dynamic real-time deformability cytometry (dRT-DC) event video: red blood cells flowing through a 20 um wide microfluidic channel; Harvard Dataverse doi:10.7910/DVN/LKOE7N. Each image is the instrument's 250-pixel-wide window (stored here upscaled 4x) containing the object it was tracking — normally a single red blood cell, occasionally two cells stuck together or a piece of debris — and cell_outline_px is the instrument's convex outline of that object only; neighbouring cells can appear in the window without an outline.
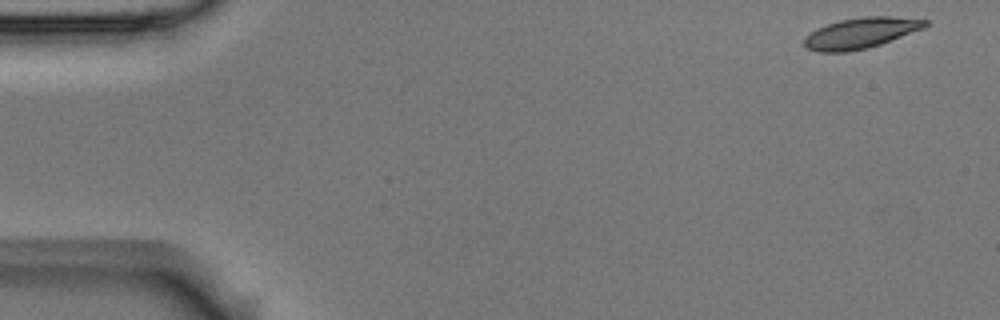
{"species": "Egyptian fruit bat (a non-hibernating species)", "species_latin": "Rousettus aegyptiacus", "temperature_condition": "room temperature", "stored_images_in_passage": 4, "camera_frame_rate_fps": 3000, "um_per_image_px": 0.085, "animal": {"sex": "male"}, "frame": {"image": 1, "passage_image": 1, "time_ms": 0.0, "image_size_px": [1000, 320], "cell_outline_px": [[928, 24], [924, 28], [880, 44], [868, 48], [848, 52], [816, 52], [804, 48], [804, 36], [816, 28], [840, 20], [864, 16], [892, 16], [928, 20]], "centroid_in_image_um": [73.12, 2.81], "position_along_channel_um": 11.9, "area_um2": 21.79}}
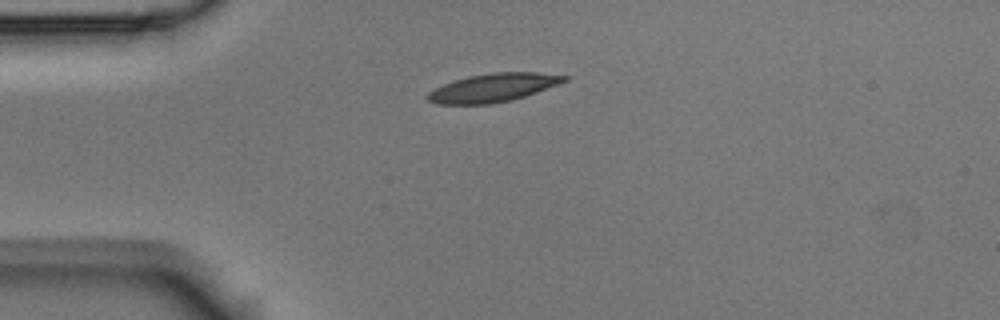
{"frame": {"image": 2, "passage_image": 4, "time_ms": 1.0, "image_size_px": [1000, 320], "cell_outline_px": [[568, 80], [536, 92], [512, 100], [488, 104], [440, 104], [428, 100], [428, 92], [444, 84], [468, 76], [492, 72], [536, 72], [568, 76]], "centroid_in_image_um": [41.93, 7.45], "position_along_channel_um": 43.1, "area_um2": 22.25}}